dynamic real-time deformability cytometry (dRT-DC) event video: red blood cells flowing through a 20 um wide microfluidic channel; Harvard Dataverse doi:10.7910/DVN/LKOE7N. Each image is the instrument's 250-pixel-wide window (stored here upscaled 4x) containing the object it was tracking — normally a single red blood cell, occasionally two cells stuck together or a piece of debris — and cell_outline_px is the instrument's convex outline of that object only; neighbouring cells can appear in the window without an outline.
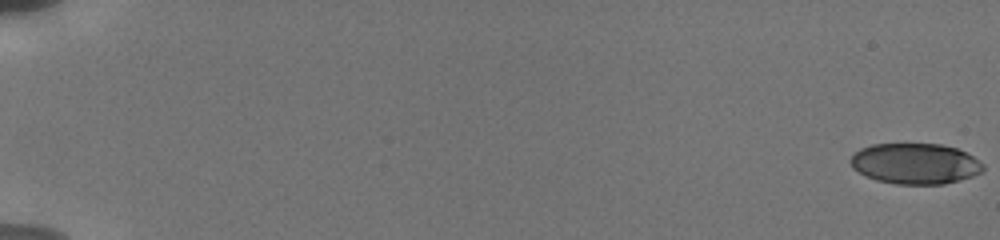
{"species": "human", "species_latin": "Homo sapiens", "temperature_condition": "cold", "stored_images_in_passage": 39, "camera_frame_rate_fps": 3000, "um_per_image_px": 0.085, "donor": {"sex": "male"}, "frame": {"image": 1, "passage_image": 1, "time_ms": 0.0, "image_size_px": [1000, 240], "cell_outline_px": [[984, 168], [980, 172], [972, 176], [960, 180], [944, 184], [896, 184], [876, 180], [852, 168], [848, 160], [860, 148], [872, 144], [940, 144], [956, 148], [972, 156], [984, 164]], "centroid_in_image_um": [77.78, 13.91], "position_along_channel_um": 7.2, "area_um2": 31.39}}
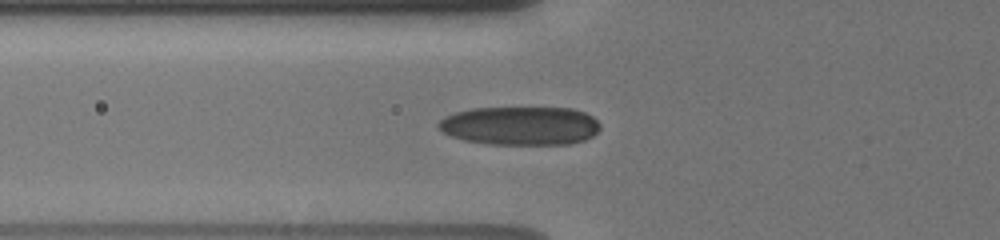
{"frame": {"image": 2, "passage_image": 19, "time_ms": 7.333, "image_size_px": [1000, 240], "cell_outline_px": [[600, 128], [592, 136], [584, 140], [572, 144], [488, 144], [464, 140], [452, 136], [444, 132], [436, 124], [444, 116], [456, 112], [472, 108], [572, 108], [584, 112], [592, 116], [600, 124]], "centroid_in_image_um": [44.23, 10.69], "position_along_channel_um": 81.6, "area_um2": 36.41}}
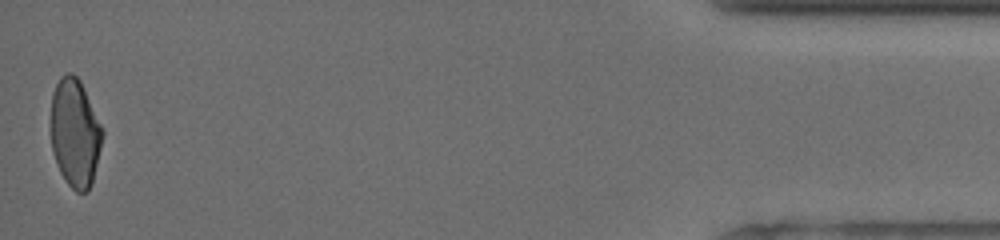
{"frame": {"image": 3, "passage_image": 39, "time_ms": 18.333, "image_size_px": [1000, 240], "cell_outline_px": [[104, 132], [92, 184], [88, 192], [76, 192], [68, 184], [60, 172], [52, 152], [52, 92], [60, 76], [64, 72], [72, 72], [80, 80]], "centroid_in_image_um": [6.38, 11.3], "position_along_channel_um": 428.8, "area_um2": 32.37}, "authors_computed_cell_mechanics": {"area_um2": 33.8708, "velocity_mm_per_s": 3.8426, "shape_relaxation_time_tau1_ms": 4.2587, "shape_relaxation_time_tau2_ms": 3.849, "deformation_change_tau1": 0.136, "deformation_change_tau2": 0.0866}}